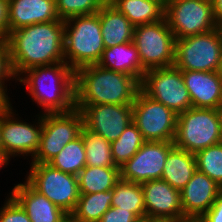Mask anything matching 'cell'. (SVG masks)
Wrapping results in <instances>:
<instances>
[{
  "label": "cell",
  "mask_w": 222,
  "mask_h": 222,
  "mask_svg": "<svg viewBox=\"0 0 222 222\" xmlns=\"http://www.w3.org/2000/svg\"><path fill=\"white\" fill-rule=\"evenodd\" d=\"M64 37L65 26L61 19L11 31L6 42L15 77L36 66L65 62Z\"/></svg>",
  "instance_id": "obj_1"
},
{
  "label": "cell",
  "mask_w": 222,
  "mask_h": 222,
  "mask_svg": "<svg viewBox=\"0 0 222 222\" xmlns=\"http://www.w3.org/2000/svg\"><path fill=\"white\" fill-rule=\"evenodd\" d=\"M139 90L137 78L98 64L75 71V109L81 105L133 104Z\"/></svg>",
  "instance_id": "obj_2"
},
{
  "label": "cell",
  "mask_w": 222,
  "mask_h": 222,
  "mask_svg": "<svg viewBox=\"0 0 222 222\" xmlns=\"http://www.w3.org/2000/svg\"><path fill=\"white\" fill-rule=\"evenodd\" d=\"M23 73L25 78L17 80L26 84L33 101L44 108V113H66L75 109V71L66 62L36 66Z\"/></svg>",
  "instance_id": "obj_3"
},
{
  "label": "cell",
  "mask_w": 222,
  "mask_h": 222,
  "mask_svg": "<svg viewBox=\"0 0 222 222\" xmlns=\"http://www.w3.org/2000/svg\"><path fill=\"white\" fill-rule=\"evenodd\" d=\"M64 26L65 62L74 71L87 65L97 64L105 49L99 11L93 15L71 17L64 21Z\"/></svg>",
  "instance_id": "obj_4"
},
{
  "label": "cell",
  "mask_w": 222,
  "mask_h": 222,
  "mask_svg": "<svg viewBox=\"0 0 222 222\" xmlns=\"http://www.w3.org/2000/svg\"><path fill=\"white\" fill-rule=\"evenodd\" d=\"M222 142L217 109L191 107L177 115L174 146L192 154Z\"/></svg>",
  "instance_id": "obj_5"
},
{
  "label": "cell",
  "mask_w": 222,
  "mask_h": 222,
  "mask_svg": "<svg viewBox=\"0 0 222 222\" xmlns=\"http://www.w3.org/2000/svg\"><path fill=\"white\" fill-rule=\"evenodd\" d=\"M222 36L218 28L175 40L174 66L181 71H219Z\"/></svg>",
  "instance_id": "obj_6"
},
{
  "label": "cell",
  "mask_w": 222,
  "mask_h": 222,
  "mask_svg": "<svg viewBox=\"0 0 222 222\" xmlns=\"http://www.w3.org/2000/svg\"><path fill=\"white\" fill-rule=\"evenodd\" d=\"M175 36L166 19L134 27L133 42L145 71L174 66Z\"/></svg>",
  "instance_id": "obj_7"
},
{
  "label": "cell",
  "mask_w": 222,
  "mask_h": 222,
  "mask_svg": "<svg viewBox=\"0 0 222 222\" xmlns=\"http://www.w3.org/2000/svg\"><path fill=\"white\" fill-rule=\"evenodd\" d=\"M30 166L26 181L70 216L80 196L78 177L48 163H31Z\"/></svg>",
  "instance_id": "obj_8"
},
{
  "label": "cell",
  "mask_w": 222,
  "mask_h": 222,
  "mask_svg": "<svg viewBox=\"0 0 222 222\" xmlns=\"http://www.w3.org/2000/svg\"><path fill=\"white\" fill-rule=\"evenodd\" d=\"M82 112L73 109L66 113H42V132L39 148L31 163H48L63 148L80 135Z\"/></svg>",
  "instance_id": "obj_9"
},
{
  "label": "cell",
  "mask_w": 222,
  "mask_h": 222,
  "mask_svg": "<svg viewBox=\"0 0 222 222\" xmlns=\"http://www.w3.org/2000/svg\"><path fill=\"white\" fill-rule=\"evenodd\" d=\"M132 122L145 141L174 142L177 114L147 96L141 89L132 104Z\"/></svg>",
  "instance_id": "obj_10"
},
{
  "label": "cell",
  "mask_w": 222,
  "mask_h": 222,
  "mask_svg": "<svg viewBox=\"0 0 222 222\" xmlns=\"http://www.w3.org/2000/svg\"><path fill=\"white\" fill-rule=\"evenodd\" d=\"M140 89L177 115L192 107L182 71L175 66L147 70L140 82Z\"/></svg>",
  "instance_id": "obj_11"
},
{
  "label": "cell",
  "mask_w": 222,
  "mask_h": 222,
  "mask_svg": "<svg viewBox=\"0 0 222 222\" xmlns=\"http://www.w3.org/2000/svg\"><path fill=\"white\" fill-rule=\"evenodd\" d=\"M164 18L175 39L206 33L218 28L212 2L203 0H169Z\"/></svg>",
  "instance_id": "obj_12"
},
{
  "label": "cell",
  "mask_w": 222,
  "mask_h": 222,
  "mask_svg": "<svg viewBox=\"0 0 222 222\" xmlns=\"http://www.w3.org/2000/svg\"><path fill=\"white\" fill-rule=\"evenodd\" d=\"M174 142L145 141L137 153L120 167V179L140 183L161 179Z\"/></svg>",
  "instance_id": "obj_13"
},
{
  "label": "cell",
  "mask_w": 222,
  "mask_h": 222,
  "mask_svg": "<svg viewBox=\"0 0 222 222\" xmlns=\"http://www.w3.org/2000/svg\"><path fill=\"white\" fill-rule=\"evenodd\" d=\"M83 126L108 142L117 140L132 122V104L81 105Z\"/></svg>",
  "instance_id": "obj_14"
},
{
  "label": "cell",
  "mask_w": 222,
  "mask_h": 222,
  "mask_svg": "<svg viewBox=\"0 0 222 222\" xmlns=\"http://www.w3.org/2000/svg\"><path fill=\"white\" fill-rule=\"evenodd\" d=\"M146 219L150 222H184L180 191L162 179L141 184Z\"/></svg>",
  "instance_id": "obj_15"
},
{
  "label": "cell",
  "mask_w": 222,
  "mask_h": 222,
  "mask_svg": "<svg viewBox=\"0 0 222 222\" xmlns=\"http://www.w3.org/2000/svg\"><path fill=\"white\" fill-rule=\"evenodd\" d=\"M13 110L0 116V132L5 156L10 159L12 156L32 154V158L39 148L42 132V114L38 118L37 126L27 122H21L14 118ZM11 156V157H10Z\"/></svg>",
  "instance_id": "obj_16"
},
{
  "label": "cell",
  "mask_w": 222,
  "mask_h": 222,
  "mask_svg": "<svg viewBox=\"0 0 222 222\" xmlns=\"http://www.w3.org/2000/svg\"><path fill=\"white\" fill-rule=\"evenodd\" d=\"M222 188L205 173L196 170L180 191L184 222H196L213 205Z\"/></svg>",
  "instance_id": "obj_17"
},
{
  "label": "cell",
  "mask_w": 222,
  "mask_h": 222,
  "mask_svg": "<svg viewBox=\"0 0 222 222\" xmlns=\"http://www.w3.org/2000/svg\"><path fill=\"white\" fill-rule=\"evenodd\" d=\"M11 196L20 204L31 222H70V216L27 181L14 186Z\"/></svg>",
  "instance_id": "obj_18"
},
{
  "label": "cell",
  "mask_w": 222,
  "mask_h": 222,
  "mask_svg": "<svg viewBox=\"0 0 222 222\" xmlns=\"http://www.w3.org/2000/svg\"><path fill=\"white\" fill-rule=\"evenodd\" d=\"M192 107L218 109L222 105V76L219 71H182Z\"/></svg>",
  "instance_id": "obj_19"
},
{
  "label": "cell",
  "mask_w": 222,
  "mask_h": 222,
  "mask_svg": "<svg viewBox=\"0 0 222 222\" xmlns=\"http://www.w3.org/2000/svg\"><path fill=\"white\" fill-rule=\"evenodd\" d=\"M59 19L56 0H9V34L19 28Z\"/></svg>",
  "instance_id": "obj_20"
},
{
  "label": "cell",
  "mask_w": 222,
  "mask_h": 222,
  "mask_svg": "<svg viewBox=\"0 0 222 222\" xmlns=\"http://www.w3.org/2000/svg\"><path fill=\"white\" fill-rule=\"evenodd\" d=\"M102 68L131 75L142 81L145 70L133 41L105 48L97 63Z\"/></svg>",
  "instance_id": "obj_21"
},
{
  "label": "cell",
  "mask_w": 222,
  "mask_h": 222,
  "mask_svg": "<svg viewBox=\"0 0 222 222\" xmlns=\"http://www.w3.org/2000/svg\"><path fill=\"white\" fill-rule=\"evenodd\" d=\"M99 18L105 48L133 41L134 26L112 4L106 2L101 7Z\"/></svg>",
  "instance_id": "obj_22"
},
{
  "label": "cell",
  "mask_w": 222,
  "mask_h": 222,
  "mask_svg": "<svg viewBox=\"0 0 222 222\" xmlns=\"http://www.w3.org/2000/svg\"><path fill=\"white\" fill-rule=\"evenodd\" d=\"M196 170L195 154L174 146L168 153L161 179L181 191Z\"/></svg>",
  "instance_id": "obj_23"
},
{
  "label": "cell",
  "mask_w": 222,
  "mask_h": 222,
  "mask_svg": "<svg viewBox=\"0 0 222 222\" xmlns=\"http://www.w3.org/2000/svg\"><path fill=\"white\" fill-rule=\"evenodd\" d=\"M135 27L164 19L165 8L154 0H106Z\"/></svg>",
  "instance_id": "obj_24"
},
{
  "label": "cell",
  "mask_w": 222,
  "mask_h": 222,
  "mask_svg": "<svg viewBox=\"0 0 222 222\" xmlns=\"http://www.w3.org/2000/svg\"><path fill=\"white\" fill-rule=\"evenodd\" d=\"M77 177L80 194L110 191L120 180V168L85 166Z\"/></svg>",
  "instance_id": "obj_25"
},
{
  "label": "cell",
  "mask_w": 222,
  "mask_h": 222,
  "mask_svg": "<svg viewBox=\"0 0 222 222\" xmlns=\"http://www.w3.org/2000/svg\"><path fill=\"white\" fill-rule=\"evenodd\" d=\"M113 191L80 194L77 205L70 215V222H99L111 207Z\"/></svg>",
  "instance_id": "obj_26"
},
{
  "label": "cell",
  "mask_w": 222,
  "mask_h": 222,
  "mask_svg": "<svg viewBox=\"0 0 222 222\" xmlns=\"http://www.w3.org/2000/svg\"><path fill=\"white\" fill-rule=\"evenodd\" d=\"M111 207L133 212L139 219H146L144 193L140 183L120 179L112 189Z\"/></svg>",
  "instance_id": "obj_27"
},
{
  "label": "cell",
  "mask_w": 222,
  "mask_h": 222,
  "mask_svg": "<svg viewBox=\"0 0 222 222\" xmlns=\"http://www.w3.org/2000/svg\"><path fill=\"white\" fill-rule=\"evenodd\" d=\"M80 134L84 142L86 166L117 167L112 159L110 142L84 126L81 128Z\"/></svg>",
  "instance_id": "obj_28"
},
{
  "label": "cell",
  "mask_w": 222,
  "mask_h": 222,
  "mask_svg": "<svg viewBox=\"0 0 222 222\" xmlns=\"http://www.w3.org/2000/svg\"><path fill=\"white\" fill-rule=\"evenodd\" d=\"M48 164L64 173L77 176L86 166V153L81 134L70 141Z\"/></svg>",
  "instance_id": "obj_29"
},
{
  "label": "cell",
  "mask_w": 222,
  "mask_h": 222,
  "mask_svg": "<svg viewBox=\"0 0 222 222\" xmlns=\"http://www.w3.org/2000/svg\"><path fill=\"white\" fill-rule=\"evenodd\" d=\"M144 143L145 140L141 132L131 122L120 137L111 143V154L115 166L122 167L137 153Z\"/></svg>",
  "instance_id": "obj_30"
},
{
  "label": "cell",
  "mask_w": 222,
  "mask_h": 222,
  "mask_svg": "<svg viewBox=\"0 0 222 222\" xmlns=\"http://www.w3.org/2000/svg\"><path fill=\"white\" fill-rule=\"evenodd\" d=\"M197 170L205 173L222 188V142L195 154Z\"/></svg>",
  "instance_id": "obj_31"
},
{
  "label": "cell",
  "mask_w": 222,
  "mask_h": 222,
  "mask_svg": "<svg viewBox=\"0 0 222 222\" xmlns=\"http://www.w3.org/2000/svg\"><path fill=\"white\" fill-rule=\"evenodd\" d=\"M106 0H56V9L61 20L71 17L96 14Z\"/></svg>",
  "instance_id": "obj_32"
},
{
  "label": "cell",
  "mask_w": 222,
  "mask_h": 222,
  "mask_svg": "<svg viewBox=\"0 0 222 222\" xmlns=\"http://www.w3.org/2000/svg\"><path fill=\"white\" fill-rule=\"evenodd\" d=\"M0 209V222H31L20 204L11 196Z\"/></svg>",
  "instance_id": "obj_33"
},
{
  "label": "cell",
  "mask_w": 222,
  "mask_h": 222,
  "mask_svg": "<svg viewBox=\"0 0 222 222\" xmlns=\"http://www.w3.org/2000/svg\"><path fill=\"white\" fill-rule=\"evenodd\" d=\"M139 218L131 211L120 207H110L99 222H136Z\"/></svg>",
  "instance_id": "obj_34"
},
{
  "label": "cell",
  "mask_w": 222,
  "mask_h": 222,
  "mask_svg": "<svg viewBox=\"0 0 222 222\" xmlns=\"http://www.w3.org/2000/svg\"><path fill=\"white\" fill-rule=\"evenodd\" d=\"M10 60V51L7 42L0 47V83H5L9 78L15 79Z\"/></svg>",
  "instance_id": "obj_35"
},
{
  "label": "cell",
  "mask_w": 222,
  "mask_h": 222,
  "mask_svg": "<svg viewBox=\"0 0 222 222\" xmlns=\"http://www.w3.org/2000/svg\"><path fill=\"white\" fill-rule=\"evenodd\" d=\"M196 222H222V192L210 209Z\"/></svg>",
  "instance_id": "obj_36"
},
{
  "label": "cell",
  "mask_w": 222,
  "mask_h": 222,
  "mask_svg": "<svg viewBox=\"0 0 222 222\" xmlns=\"http://www.w3.org/2000/svg\"><path fill=\"white\" fill-rule=\"evenodd\" d=\"M9 36V0H0V39Z\"/></svg>",
  "instance_id": "obj_37"
},
{
  "label": "cell",
  "mask_w": 222,
  "mask_h": 222,
  "mask_svg": "<svg viewBox=\"0 0 222 222\" xmlns=\"http://www.w3.org/2000/svg\"><path fill=\"white\" fill-rule=\"evenodd\" d=\"M213 15L216 23H222V0H212Z\"/></svg>",
  "instance_id": "obj_38"
},
{
  "label": "cell",
  "mask_w": 222,
  "mask_h": 222,
  "mask_svg": "<svg viewBox=\"0 0 222 222\" xmlns=\"http://www.w3.org/2000/svg\"><path fill=\"white\" fill-rule=\"evenodd\" d=\"M220 117L221 135H222V105L217 109Z\"/></svg>",
  "instance_id": "obj_39"
},
{
  "label": "cell",
  "mask_w": 222,
  "mask_h": 222,
  "mask_svg": "<svg viewBox=\"0 0 222 222\" xmlns=\"http://www.w3.org/2000/svg\"><path fill=\"white\" fill-rule=\"evenodd\" d=\"M154 1L160 3L164 8L169 2V0H154Z\"/></svg>",
  "instance_id": "obj_40"
},
{
  "label": "cell",
  "mask_w": 222,
  "mask_h": 222,
  "mask_svg": "<svg viewBox=\"0 0 222 222\" xmlns=\"http://www.w3.org/2000/svg\"><path fill=\"white\" fill-rule=\"evenodd\" d=\"M219 74L222 76V57H221V62L219 66Z\"/></svg>",
  "instance_id": "obj_41"
},
{
  "label": "cell",
  "mask_w": 222,
  "mask_h": 222,
  "mask_svg": "<svg viewBox=\"0 0 222 222\" xmlns=\"http://www.w3.org/2000/svg\"><path fill=\"white\" fill-rule=\"evenodd\" d=\"M218 29H219L221 36H222V23L218 25Z\"/></svg>",
  "instance_id": "obj_42"
},
{
  "label": "cell",
  "mask_w": 222,
  "mask_h": 222,
  "mask_svg": "<svg viewBox=\"0 0 222 222\" xmlns=\"http://www.w3.org/2000/svg\"><path fill=\"white\" fill-rule=\"evenodd\" d=\"M136 222H150L149 220H147V219H139L138 221H136Z\"/></svg>",
  "instance_id": "obj_43"
},
{
  "label": "cell",
  "mask_w": 222,
  "mask_h": 222,
  "mask_svg": "<svg viewBox=\"0 0 222 222\" xmlns=\"http://www.w3.org/2000/svg\"><path fill=\"white\" fill-rule=\"evenodd\" d=\"M6 42L4 39H0V47Z\"/></svg>",
  "instance_id": "obj_44"
},
{
  "label": "cell",
  "mask_w": 222,
  "mask_h": 222,
  "mask_svg": "<svg viewBox=\"0 0 222 222\" xmlns=\"http://www.w3.org/2000/svg\"><path fill=\"white\" fill-rule=\"evenodd\" d=\"M4 165H6V164L0 159V168Z\"/></svg>",
  "instance_id": "obj_45"
}]
</instances>
